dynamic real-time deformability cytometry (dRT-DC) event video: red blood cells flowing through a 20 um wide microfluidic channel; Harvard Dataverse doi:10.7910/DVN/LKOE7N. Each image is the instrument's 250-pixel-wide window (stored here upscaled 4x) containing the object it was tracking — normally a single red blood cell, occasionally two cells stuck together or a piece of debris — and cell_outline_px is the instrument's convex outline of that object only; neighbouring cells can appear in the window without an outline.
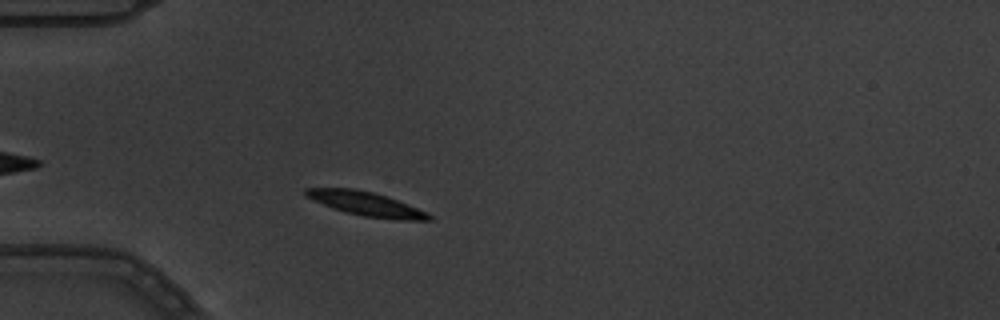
{"species": "common noctule bat (a hibernating species)", "species_latin": "Nyctalus noctula", "temperature_condition": "warm", "stored_images_in_passage": 4, "camera_frame_rate_fps": 3000, "um_per_image_px": 0.085, "animal": {"sex": "male", "body_mass_g": 19.5, "forearm_length_mm": 54.6}, "frame": {"image": 1, "passage_image": 3, "time_ms": 0.667, "image_size_px": [1000, 320], "cell_outline_px": [[432, 220], [396, 220], [364, 216], [332, 208], [308, 196], [304, 192], [304, 188], [352, 188], [372, 192], [408, 204], [428, 212], [432, 216]], "centroid_in_image_um": [31.18, 17.34], "position_along_channel_um": 53.8, "area_um2": 16.88}}